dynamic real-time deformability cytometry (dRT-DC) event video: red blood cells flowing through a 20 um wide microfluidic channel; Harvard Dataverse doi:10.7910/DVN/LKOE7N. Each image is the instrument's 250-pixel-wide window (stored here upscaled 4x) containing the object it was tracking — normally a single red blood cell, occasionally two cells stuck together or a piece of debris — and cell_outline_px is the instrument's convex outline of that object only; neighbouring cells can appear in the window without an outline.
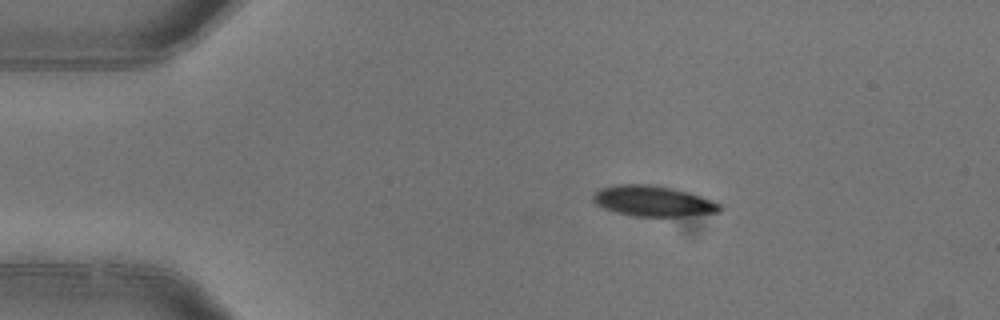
{"species": "common noctule bat (a hibernating species)", "species_latin": "Nyctalus noctula", "temperature_condition": "warm", "stored_images_in_passage": 3, "camera_frame_rate_fps": 3000, "um_per_image_px": 0.085, "animal": {"sex": "female"}, "frame": {"image": 1, "passage_image": 1, "time_ms": 0.0, "image_size_px": [1000, 320], "cell_outline_px": [[724, 208], [720, 212], [684, 216], [632, 216], [616, 212], [604, 208], [596, 204], [592, 200], [592, 196], [600, 188], [620, 184], [652, 184], [672, 188], [688, 192], [712, 200], [720, 204]], "centroid_in_image_um": [55.52, 17.09], "position_along_channel_um": 29.5, "area_um2": 22.6}}
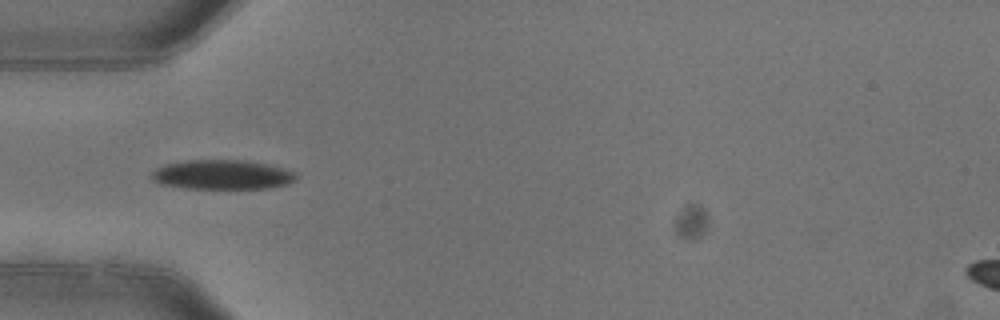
{"frame": {"image": 2, "passage_image": 3, "time_ms": 0.667, "image_size_px": [1000, 320], "cell_outline_px": [[296, 176], [288, 184], [268, 188], [188, 188], [160, 184], [152, 180], [152, 172], [156, 168], [164, 164], [184, 160], [244, 160], [268, 164], [292, 172]], "centroid_in_image_um": [18.81, 14.84], "position_along_channel_um": 66.2, "area_um2": 24.57}}